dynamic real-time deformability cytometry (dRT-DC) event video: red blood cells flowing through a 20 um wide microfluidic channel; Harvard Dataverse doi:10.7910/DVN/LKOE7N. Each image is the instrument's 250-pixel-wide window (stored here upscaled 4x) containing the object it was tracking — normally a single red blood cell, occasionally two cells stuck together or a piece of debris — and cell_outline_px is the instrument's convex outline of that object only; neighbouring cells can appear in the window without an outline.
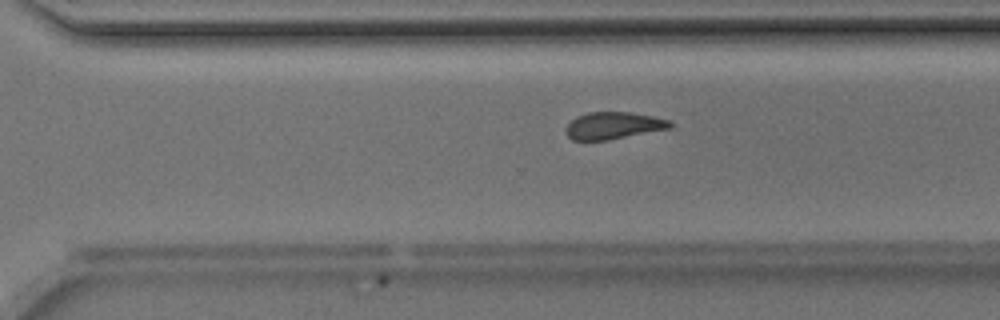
{"species": "Egyptian fruit bat (a non-hibernating species)", "species_latin": "Rousettus aegyptiacus", "temperature_condition": "room temperature", "stored_images_in_passage": 35, "camera_frame_rate_fps": 3000, "um_per_image_px": 0.085, "animal": {"sex": "male"}, "frame": {"image": 1, "passage_image": 30, "time_ms": 9.667, "image_size_px": [1000, 320], "cell_outline_px": [[672, 128], [608, 140], [572, 140], [564, 132], [564, 128], [576, 116], [588, 112], [628, 112], [652, 116], [668, 120], [672, 124]], "centroid_in_image_um": [52.1, 10.68], "position_along_channel_um": 318.5, "area_um2": 16.47}}